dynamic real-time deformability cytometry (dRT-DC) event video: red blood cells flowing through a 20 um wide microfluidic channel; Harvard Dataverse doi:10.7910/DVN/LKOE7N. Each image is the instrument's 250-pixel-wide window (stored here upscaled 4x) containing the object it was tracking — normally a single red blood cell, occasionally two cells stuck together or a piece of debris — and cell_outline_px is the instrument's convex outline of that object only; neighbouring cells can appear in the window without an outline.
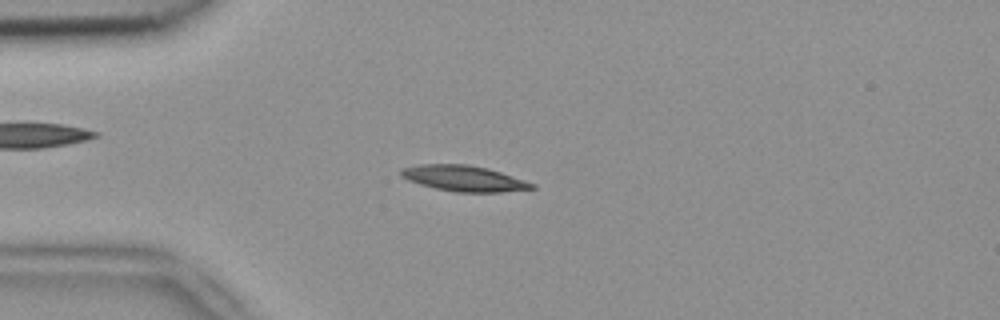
{"species": "common noctule bat (a hibernating species)", "species_latin": "Nyctalus noctula", "temperature_condition": "room temperature", "stored_images_in_passage": 51, "camera_frame_rate_fps": 3000, "um_per_image_px": 0.085, "animal": {"sex": "female", "body_mass_g": 18.4}, "frame": {"image": 1, "passage_image": 13, "time_ms": 4.0, "image_size_px": [1000, 320], "cell_outline_px": [[536, 188], [500, 192], [456, 192], [436, 188], [420, 184], [408, 180], [400, 176], [400, 168], [420, 164], [468, 164], [488, 168], [536, 184]], "centroid_in_image_um": [39.41, 15.15], "position_along_channel_um": 45.6, "area_um2": 19.59}}
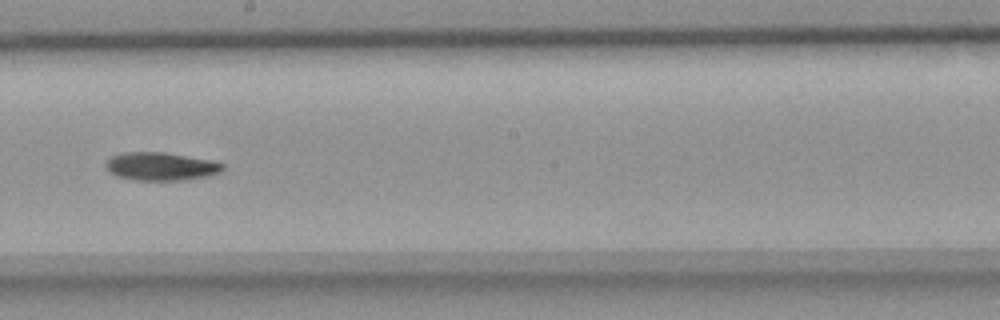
{"frame": {"image": 2, "passage_image": 29, "time_ms": 9.333, "image_size_px": [1000, 320], "cell_outline_px": [[224, 168], [220, 172], [208, 176], [188, 180], [136, 180], [116, 176], [108, 172], [104, 168], [104, 164], [112, 156], [124, 152], [164, 152], [208, 160], [224, 164]], "centroid_in_image_um": [13.63, 14.15], "position_along_channel_um": 234.6, "area_um2": 19.19}}
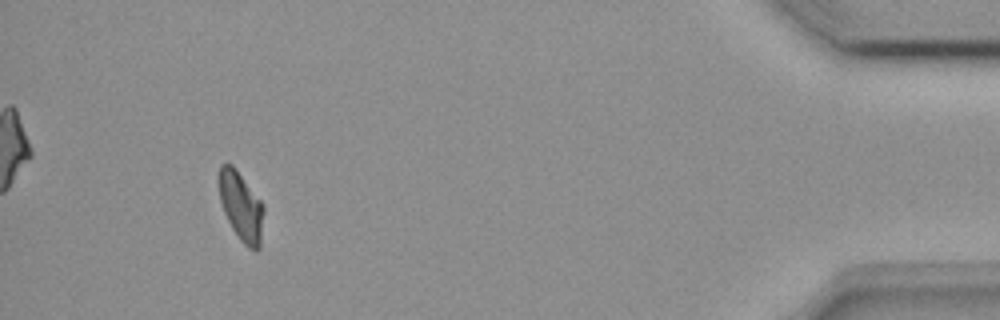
{"frame": {"image": 3, "passage_image": 48, "time_ms": 15.667, "image_size_px": [1000, 320], "cell_outline_px": [[264, 212], [260, 248], [256, 252], [248, 248], [240, 240], [232, 228], [224, 212], [220, 200], [220, 164], [232, 164], [236, 168], [264, 204]], "centroid_in_image_um": [20.53, 17.58], "position_along_channel_um": 414.7, "area_um2": 17.98}, "authors_computed_cell_mechanics": {"area_um2": 18.5538, "velocity_mm_per_s": 3.8902, "shape_relaxation_time_tau1_ms": 5.1446, "shape_relaxation_time_tau2_ms": null, "deformation_change_tau1": 0.1426, "deformation_change_tau2": null}}